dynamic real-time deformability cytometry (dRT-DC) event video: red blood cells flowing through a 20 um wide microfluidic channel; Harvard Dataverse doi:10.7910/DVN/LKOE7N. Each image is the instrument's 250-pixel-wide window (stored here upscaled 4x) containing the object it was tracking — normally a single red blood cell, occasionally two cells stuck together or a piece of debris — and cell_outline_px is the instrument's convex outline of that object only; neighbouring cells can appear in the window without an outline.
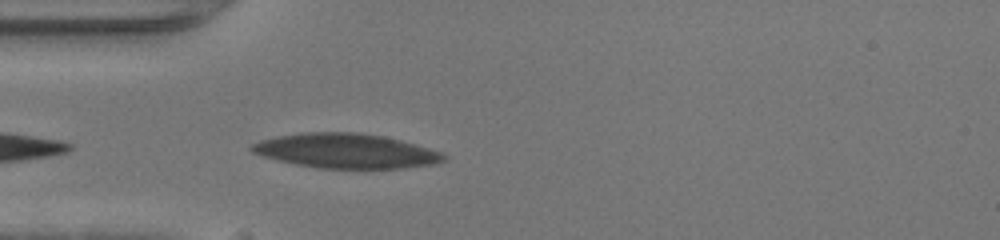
{"species": "human", "species_latin": "Homo sapiens", "temperature_condition": "warm", "stored_images_in_passage": 31, "camera_frame_rate_fps": 3000, "um_per_image_px": 0.085, "donor": {"sex": "female"}, "frame": {"image": 1, "passage_image": 2, "time_ms": 0.333, "image_size_px": [1000, 240], "cell_outline_px": [[448, 156], [444, 160], [432, 164], [400, 168], [316, 168], [296, 164], [264, 156], [252, 152], [248, 148], [252, 144], [260, 140], [300, 132], [356, 132], [384, 136], [400, 140], [440, 152]], "centroid_in_image_um": [29.37, 12.82], "position_along_channel_um": 55.6, "area_um2": 38.32}}
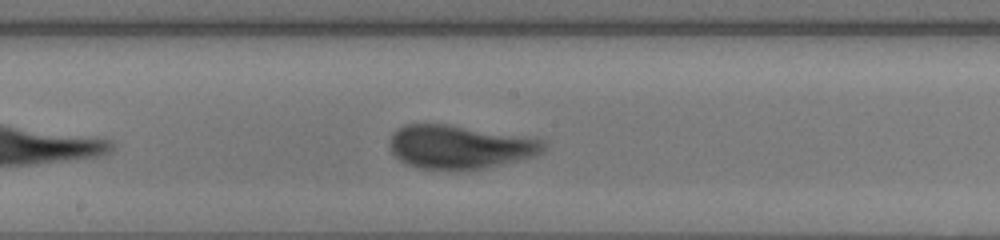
{"frame": {"image": 2, "passage_image": 13, "time_ms": 4.0, "image_size_px": [1000, 240], "cell_outline_px": [[548, 144], [544, 152], [536, 156], [484, 168], [420, 168], [404, 164], [392, 152], [388, 144], [388, 140], [392, 132], [396, 128], [404, 124], [448, 124], [524, 136], [544, 140]], "centroid_in_image_um": [39.07, 12.46], "position_along_channel_um": 209.1, "area_um2": 39.07}}
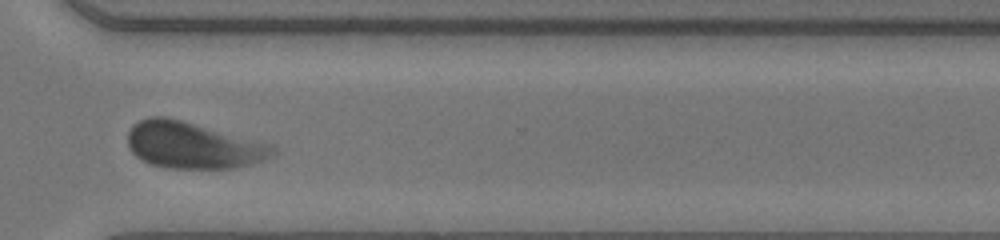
{"frame": {"image": 3, "passage_image": 23, "time_ms": 7.333, "image_size_px": [1000, 240], "cell_outline_px": [[276, 156], [252, 164], [232, 168], [168, 168], [152, 164], [136, 156], [132, 152], [128, 144], [128, 132], [132, 124], [148, 116], [164, 116], [180, 120], [272, 144], [276, 148]], "centroid_in_image_um": [16.42, 12.35], "position_along_channel_um": 354.2, "area_um2": 39.25}, "authors_computed_cell_mechanics": {"area_um2": 38.726, "velocity_mm_per_s": 4.3266, "shape_relaxation_time_tau1_ms": 2.9542, "shape_relaxation_time_tau2_ms": 0.7624, "deformation_change_tau1": 0.156, "deformation_change_tau2": 0.0586}}